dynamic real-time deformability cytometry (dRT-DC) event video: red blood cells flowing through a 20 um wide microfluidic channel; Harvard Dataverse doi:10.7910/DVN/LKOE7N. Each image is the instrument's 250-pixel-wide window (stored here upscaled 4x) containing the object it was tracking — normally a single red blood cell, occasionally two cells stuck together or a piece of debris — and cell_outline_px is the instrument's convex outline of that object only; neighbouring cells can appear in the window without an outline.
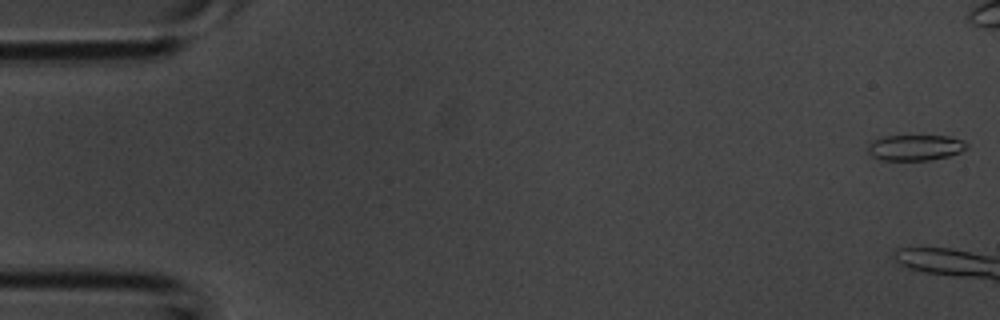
{"species": "common noctule bat (a hibernating species)", "species_latin": "Nyctalus noctula", "temperature_condition": "room temperature", "stored_images_in_passage": 8, "camera_frame_rate_fps": 3000, "um_per_image_px": 0.085, "animal": {"sex": "male", "body_mass_g": 20.1, "forearm_length_mm": 53.5}, "frame": {"image": 1, "passage_image": 1, "time_ms": 0.0, "image_size_px": [1000, 320], "cell_outline_px": [[968, 148], [960, 152], [948, 156], [932, 160], [880, 160], [872, 156], [868, 152], [868, 144], [872, 140], [884, 136], [948, 136], [964, 140], [968, 144]], "centroid_in_image_um": [77.8, 12.54], "position_along_channel_um": 7.2, "area_um2": 14.97}}